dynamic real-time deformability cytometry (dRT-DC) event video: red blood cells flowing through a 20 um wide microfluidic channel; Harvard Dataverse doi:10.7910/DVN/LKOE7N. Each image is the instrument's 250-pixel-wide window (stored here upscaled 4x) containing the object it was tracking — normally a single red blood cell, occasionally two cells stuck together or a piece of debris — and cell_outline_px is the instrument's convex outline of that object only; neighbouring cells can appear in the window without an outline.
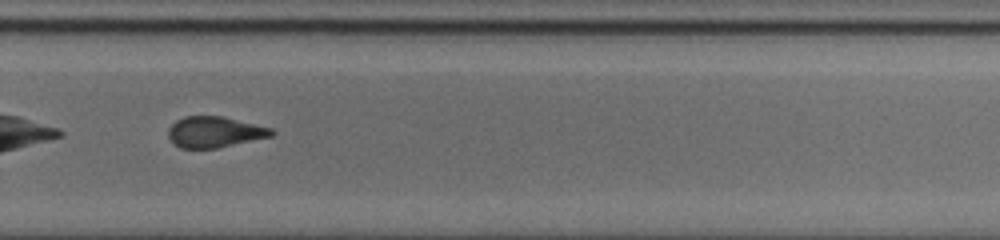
{"species": "common noctule bat (a hibernating species)", "species_latin": "Nyctalus noctula", "temperature_condition": "cold", "stored_images_in_passage": 40, "camera_frame_rate_fps": 3000, "um_per_image_px": 0.085, "animal": {"sex": "male", "body_mass_g": 20.0, "forearm_length_mm": 53.3}, "frame": {"image": 1, "passage_image": 23, "time_ms": 7.333, "image_size_px": [1000, 240], "cell_outline_px": [[276, 132], [272, 136], [216, 148], [180, 148], [168, 136], [168, 128], [176, 120], [184, 116], [224, 116], [272, 128]], "centroid_in_image_um": [18.25, 11.2], "position_along_channel_um": 311.5, "area_um2": 18.55}, "authors_computed_cell_mechanics": {"area_um2": 19.2185, "velocity_mm_per_s": 3.7336, "shape_relaxation_time_tau1_ms": 3.7265, "shape_relaxation_time_tau2_ms": 2.1756, "deformation_change_tau1": 0.1361, "deformation_change_tau2": 0.0959}}